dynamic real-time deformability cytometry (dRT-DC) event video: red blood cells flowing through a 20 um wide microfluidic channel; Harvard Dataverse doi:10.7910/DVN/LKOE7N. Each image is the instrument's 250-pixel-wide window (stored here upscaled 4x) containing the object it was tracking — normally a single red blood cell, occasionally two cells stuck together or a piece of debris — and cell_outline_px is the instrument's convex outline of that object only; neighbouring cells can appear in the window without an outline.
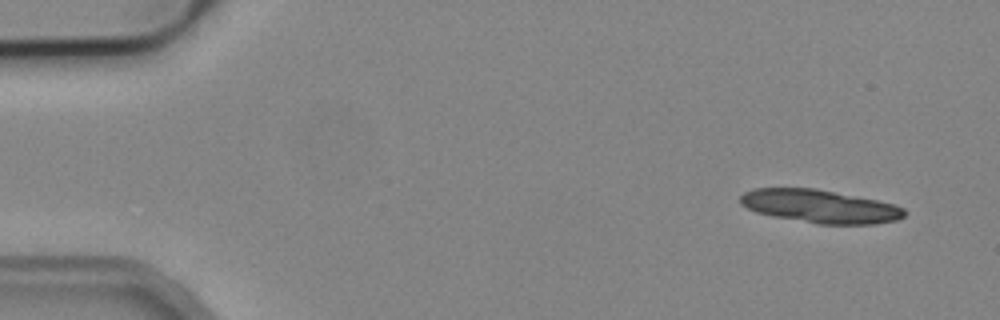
{"species": "common noctule bat (a hibernating species)", "species_latin": "Nyctalus noctula", "temperature_condition": "cold", "stored_images_in_passage": 7, "camera_frame_rate_fps": 3000, "um_per_image_px": 0.085, "animal": {"sex": "male", "body_mass_g": 19.2, "forearm_length_mm": 51.8}, "frame": {"image": 1, "passage_image": 1, "time_ms": 0.0, "image_size_px": [1000, 320], "cell_outline_px": [[904, 216], [896, 220], [876, 224], [816, 224], [772, 216], [756, 212], [740, 204], [740, 196], [744, 192], [752, 188], [816, 188], [876, 200], [892, 204], [904, 208]], "centroid_in_image_um": [69.65, 17.54], "position_along_channel_um": 15.3, "area_um2": 31.67}}
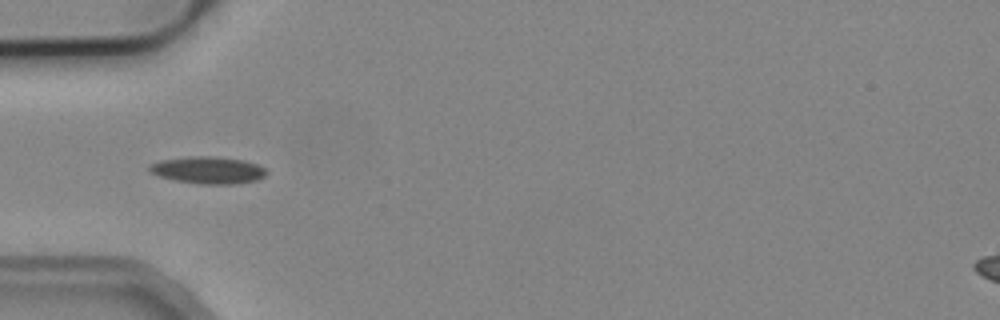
{"frame": {"image": 2, "passage_image": 5, "time_ms": 4.667, "image_size_px": [1000, 320], "cell_outline_px": [[268, 172], [264, 176], [256, 180], [232, 184], [200, 184], [176, 180], [160, 176], [148, 172], [148, 164], [160, 160], [192, 156], [212, 156], [244, 160], [256, 164], [264, 168]], "centroid_in_image_um": [17.65, 14.45], "position_along_channel_um": 67.4, "area_um2": 18.44}}